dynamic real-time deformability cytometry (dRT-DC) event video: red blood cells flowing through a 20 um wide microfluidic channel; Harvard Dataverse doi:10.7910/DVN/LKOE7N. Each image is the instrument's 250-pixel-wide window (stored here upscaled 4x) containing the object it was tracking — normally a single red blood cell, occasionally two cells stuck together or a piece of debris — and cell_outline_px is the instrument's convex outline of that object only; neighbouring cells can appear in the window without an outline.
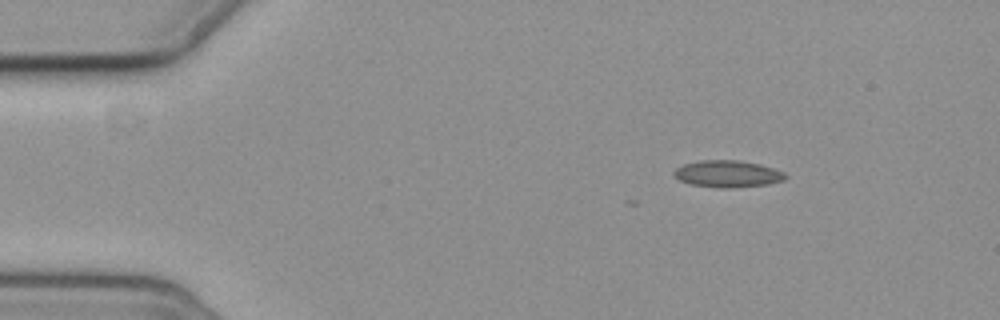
{"species": "common noctule bat (a hibernating species)", "species_latin": "Nyctalus noctula", "temperature_condition": "cold", "stored_images_in_passage": 6, "camera_frame_rate_fps": 3000, "um_per_image_px": 0.085, "animal": {"sex": "female", "body_mass_g": 19.3, "forearm_length_mm": 54.1}, "frame": {"image": 1, "passage_image": 1, "time_ms": 0.0, "image_size_px": [1000, 320], "cell_outline_px": [[788, 176], [784, 180], [768, 184], [728, 188], [716, 188], [692, 184], [680, 180], [672, 172], [676, 168], [684, 164], [700, 160], [740, 160], [760, 164], [784, 172]], "centroid_in_image_um": [61.86, 14.77], "position_along_channel_um": 23.1, "area_um2": 17.4}}
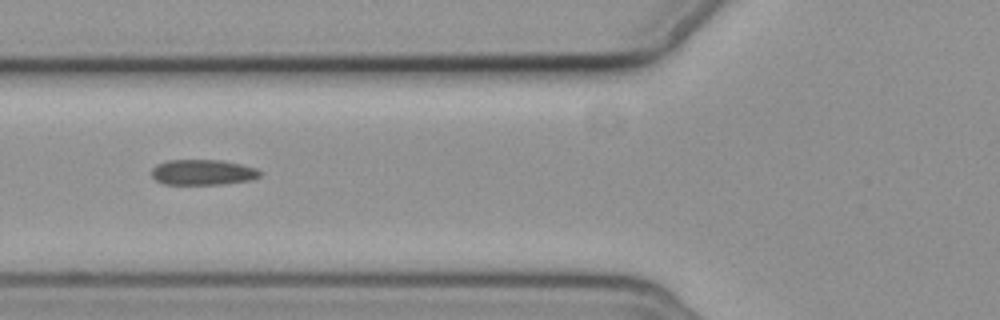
{"frame": {"image": 2, "passage_image": 5, "time_ms": 4.667, "image_size_px": [1000, 320], "cell_outline_px": [[264, 172], [260, 176], [252, 180], [224, 184], [164, 184], [156, 180], [152, 176], [152, 168], [156, 164], [168, 160], [224, 160], [256, 168]], "centroid_in_image_um": [17.27, 14.64], "position_along_channel_um": 108.5, "area_um2": 16.24}}
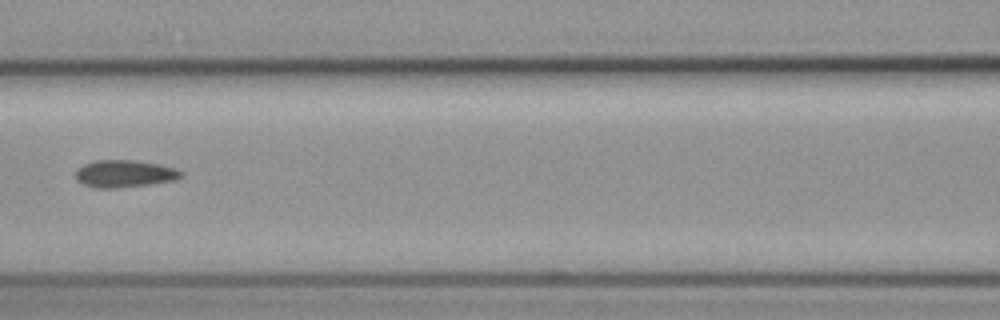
{"frame": {"image": 3, "passage_image": 6, "time_ms": 6.0, "image_size_px": [1000, 320], "cell_outline_px": [[184, 176], [176, 180], [148, 184], [116, 188], [96, 188], [84, 184], [76, 180], [76, 168], [92, 160], [136, 160], [160, 164], [176, 168]], "centroid_in_image_um": [10.57, 14.75], "position_along_channel_um": 156.0, "area_um2": 16.88}}